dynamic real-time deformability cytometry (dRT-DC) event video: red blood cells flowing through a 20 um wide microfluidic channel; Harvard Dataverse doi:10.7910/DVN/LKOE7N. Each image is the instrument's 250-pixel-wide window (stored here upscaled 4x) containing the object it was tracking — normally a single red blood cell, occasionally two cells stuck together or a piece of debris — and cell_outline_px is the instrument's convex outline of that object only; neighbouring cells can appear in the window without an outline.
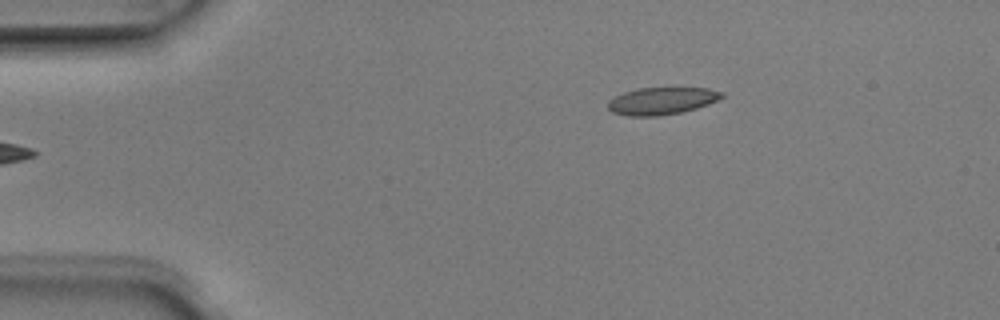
{"species": "Egyptian fruit bat (a non-hibernating species)", "species_latin": "Rousettus aegyptiacus", "temperature_condition": "room temperature", "stored_images_in_passage": 5, "camera_frame_rate_fps": 3000, "um_per_image_px": 0.085, "animal": {"sex": "male"}, "frame": {"image": 1, "passage_image": 5, "time_ms": 1.333, "image_size_px": [1000, 320], "cell_outline_px": [[724, 96], [708, 104], [696, 108], [680, 112], [656, 116], [628, 116], [612, 112], [608, 108], [608, 100], [624, 92], [636, 88], [708, 88], [724, 92]], "centroid_in_image_um": [56.23, 8.57], "position_along_channel_um": 28.8, "area_um2": 17.98}}